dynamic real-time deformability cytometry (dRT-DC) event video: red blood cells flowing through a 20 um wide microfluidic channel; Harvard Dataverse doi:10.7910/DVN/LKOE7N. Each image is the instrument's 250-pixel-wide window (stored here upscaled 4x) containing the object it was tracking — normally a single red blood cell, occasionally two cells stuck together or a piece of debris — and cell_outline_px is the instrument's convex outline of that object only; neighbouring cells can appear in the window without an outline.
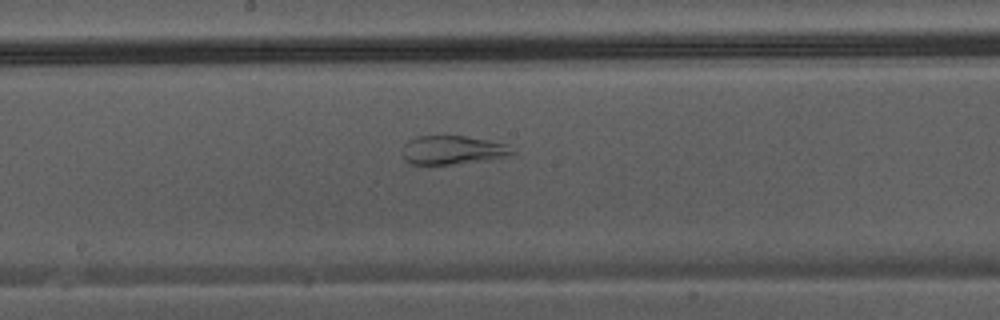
{"species": "Egyptian fruit bat (a non-hibernating species)", "species_latin": "Rousettus aegyptiacus", "temperature_condition": "warm", "stored_images_in_passage": 47, "segment_of_instrument_passage": [2, 2], "camera_frame_rate_fps": 3000, "um_per_image_px": 0.085, "animal": {"sex": "male"}, "frame": {"image": 1, "passage_image": 26, "time_ms": 8.333, "image_size_px": [1000, 320], "cell_outline_px": [[516, 156], [492, 160], [452, 164], [408, 164], [404, 160], [404, 144], [408, 140], [416, 136], [464, 136], [488, 140], [508, 144], [516, 152]], "centroid_in_image_um": [38.57, 12.76], "position_along_channel_um": 209.6, "area_um2": 18.79}}
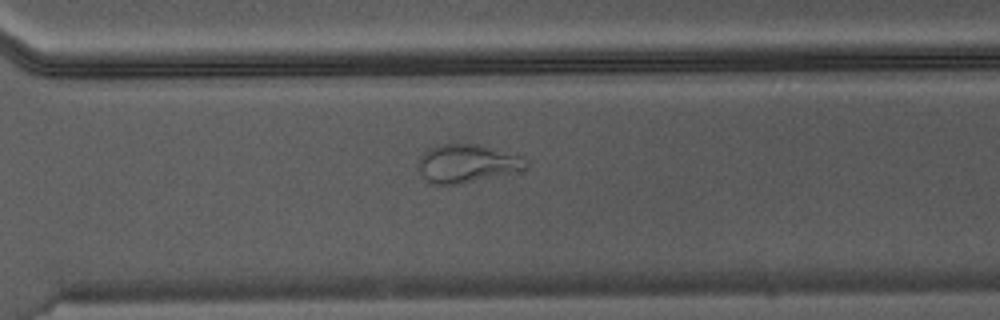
{"frame": {"image": 2, "passage_image": 34, "time_ms": 11.0, "image_size_px": [1000, 320], "cell_outline_px": [[528, 168], [520, 172], [460, 184], [428, 184], [420, 176], [420, 156], [428, 148], [436, 144], [476, 144], [524, 156], [528, 160]], "centroid_in_image_um": [39.74, 13.91], "position_along_channel_um": 330.9, "area_um2": 24.51}}
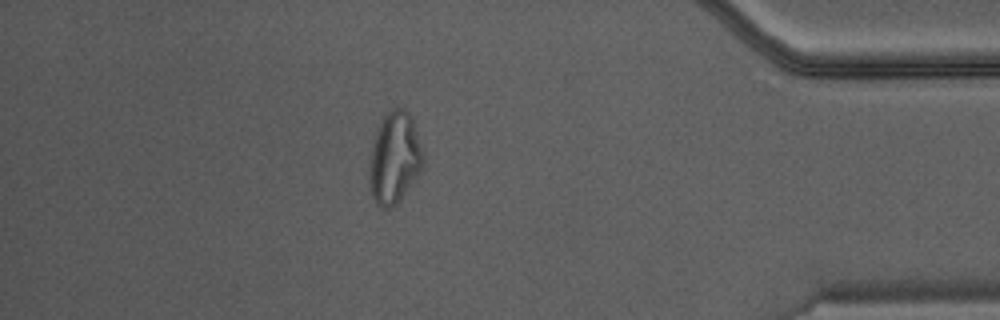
{"frame": {"image": 3, "passage_image": 41, "time_ms": 13.333, "image_size_px": [1000, 320], "cell_outline_px": [[424, 160], [420, 172], [396, 204], [392, 208], [384, 208], [376, 204], [372, 196], [368, 172], [372, 144], [376, 132], [384, 116], [392, 108], [404, 108], [408, 112], [412, 120], [424, 156]], "centroid_in_image_um": [33.51, 13.44], "position_along_channel_um": 401.7, "area_um2": 28.32}}